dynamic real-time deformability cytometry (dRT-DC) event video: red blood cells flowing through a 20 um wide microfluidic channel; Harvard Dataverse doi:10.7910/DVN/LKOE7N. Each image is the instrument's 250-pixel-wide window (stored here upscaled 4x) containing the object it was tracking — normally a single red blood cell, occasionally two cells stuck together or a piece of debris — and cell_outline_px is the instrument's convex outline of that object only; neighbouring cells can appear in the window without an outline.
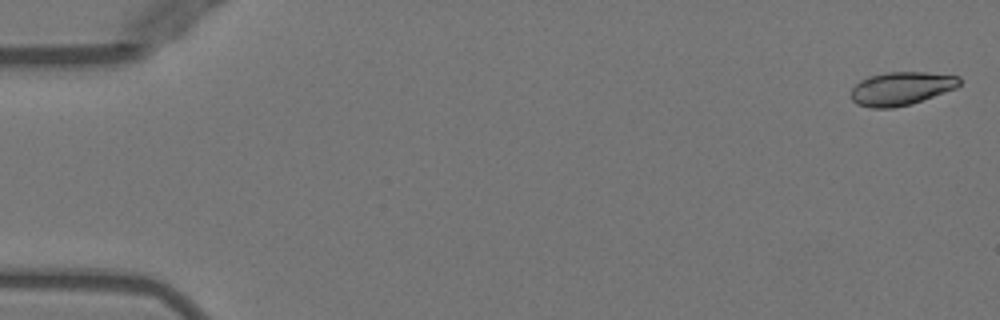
{"species": "Egyptian fruit bat (a non-hibernating species)", "species_latin": "Rousettus aegyptiacus", "temperature_condition": "warm", "stored_images_in_passage": 51, "camera_frame_rate_fps": 3000, "um_per_image_px": 0.085, "animal": {"sex": "female"}, "frame": {"image": 1, "passage_image": 1, "time_ms": 0.0, "image_size_px": [1000, 320], "cell_outline_px": [[960, 84], [956, 88], [912, 104], [892, 108], [872, 108], [856, 104], [852, 100], [852, 88], [860, 80], [868, 76], [888, 72], [924, 72], [960, 76]], "centroid_in_image_um": [76.6, 7.52], "position_along_channel_um": 8.4, "area_um2": 21.1}}
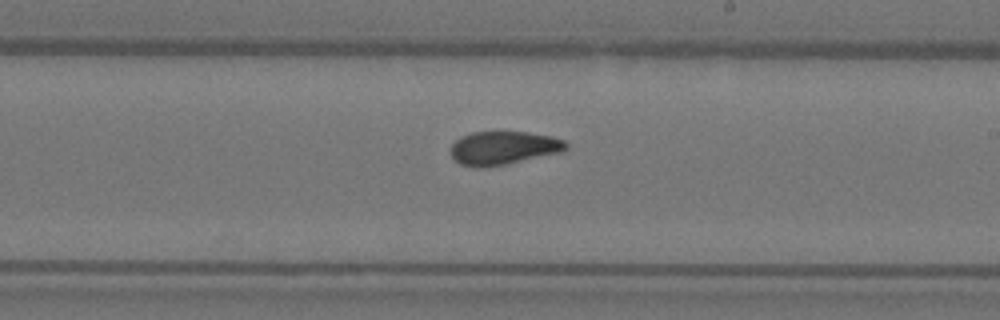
{"frame": {"image": 2, "passage_image": 30, "time_ms": 9.667, "image_size_px": [1000, 320], "cell_outline_px": [[568, 148], [560, 152], [504, 164], [484, 168], [476, 168], [460, 164], [452, 156], [452, 144], [460, 136], [472, 132], [528, 132], [552, 136], [564, 140], [568, 144]], "centroid_in_image_um": [42.78, 12.57], "position_along_channel_um": 246.2, "area_um2": 22.31}}
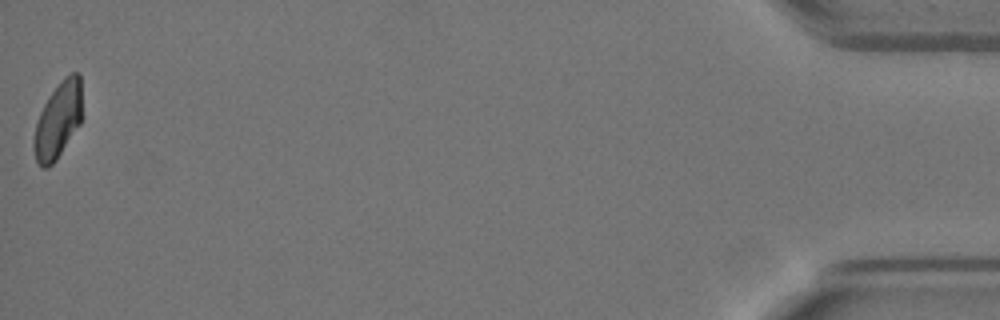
{"frame": {"image": 3, "passage_image": 51, "time_ms": 16.667, "image_size_px": [1000, 320], "cell_outline_px": [[84, 116], [80, 124], [56, 160], [48, 168], [40, 168], [36, 160], [32, 148], [32, 140], [36, 124], [40, 112], [44, 104], [60, 80], [64, 76], [72, 72], [80, 72]], "centroid_in_image_um": [4.96, 10.2], "position_along_channel_um": 430.2, "area_um2": 22.08}, "authors_computed_cell_mechanics": {"area_um2": 22.3108, "velocity_mm_per_s": 3.9877, "shape_relaxation_time_tau1_ms": 5.704, "shape_relaxation_time_tau2_ms": 1.68, "deformation_change_tau1": 0.1857, "deformation_change_tau2": 0.0684}}